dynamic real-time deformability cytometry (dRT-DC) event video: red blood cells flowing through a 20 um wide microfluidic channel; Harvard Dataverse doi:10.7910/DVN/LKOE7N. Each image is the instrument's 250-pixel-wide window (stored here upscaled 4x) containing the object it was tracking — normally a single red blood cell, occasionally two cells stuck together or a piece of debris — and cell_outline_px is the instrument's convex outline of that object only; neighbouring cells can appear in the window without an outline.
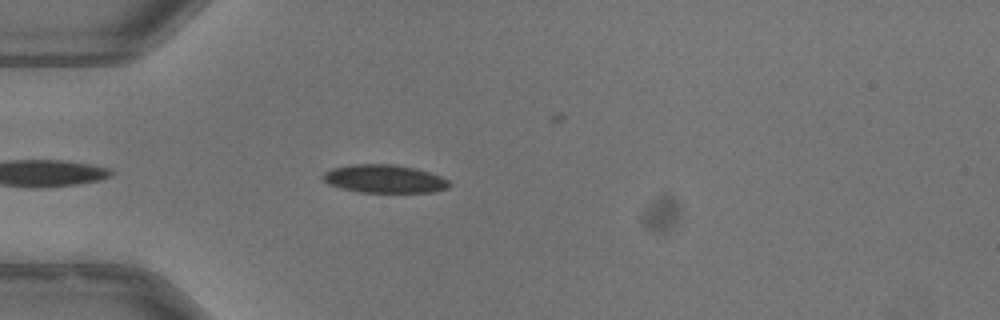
{"species": "common noctule bat (a hibernating species)", "species_latin": "Nyctalus noctula", "temperature_condition": "warm", "stored_images_in_passage": 18, "camera_frame_rate_fps": 3000, "um_per_image_px": 0.085, "animal": {"sex": "male", "body_mass_g": 13.3}, "frame": {"image": 1, "passage_image": 4, "time_ms": 1.0, "image_size_px": [1000, 320], "cell_outline_px": [[452, 184], [448, 188], [432, 192], [360, 192], [340, 188], [328, 184], [320, 176], [324, 172], [332, 168], [352, 164], [392, 164], [416, 168], [440, 176], [448, 180]], "centroid_in_image_um": [32.65, 15.2], "position_along_channel_um": 52.3, "area_um2": 20.81}}
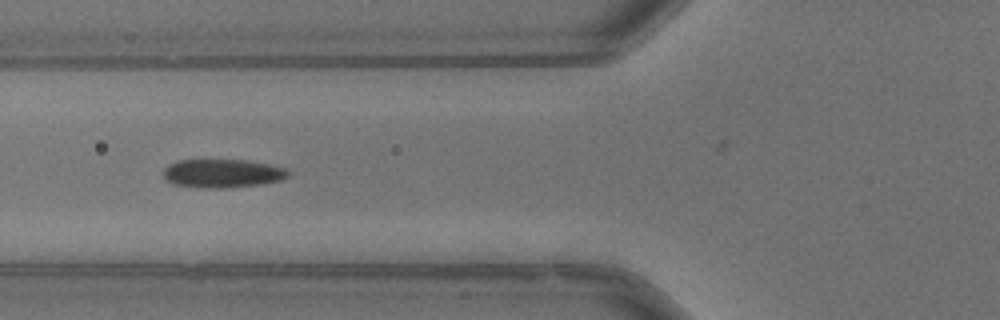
{"frame": {"image": 2, "passage_image": 9, "time_ms": 2.667, "image_size_px": [1000, 320], "cell_outline_px": [[288, 176], [280, 180], [260, 184], [228, 188], [196, 188], [172, 184], [164, 180], [164, 168], [168, 164], [176, 160], [248, 160], [268, 164], [284, 168], [288, 172]], "centroid_in_image_um": [18.83, 14.74], "position_along_channel_um": 107.0, "area_um2": 20.92}}
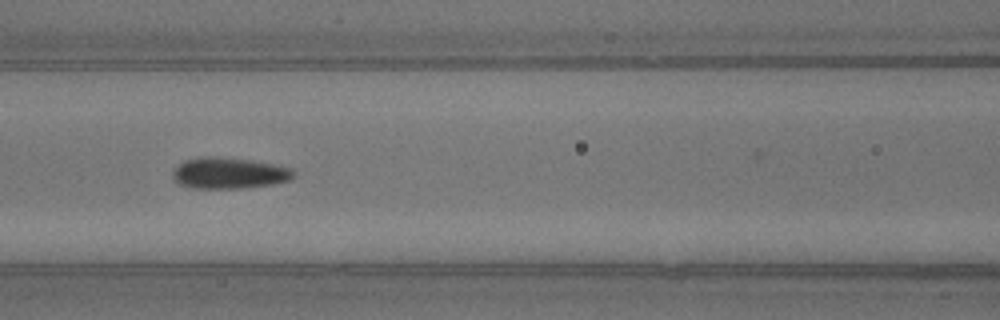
{"frame": {"image": 3, "passage_image": 12, "time_ms": 3.667, "image_size_px": [1000, 320], "cell_outline_px": [[296, 176], [288, 180], [272, 184], [240, 188], [192, 188], [180, 184], [172, 176], [172, 172], [184, 160], [204, 156], [216, 156], [252, 160], [292, 168], [296, 172]], "centroid_in_image_um": [19.49, 14.7], "position_along_channel_um": 147.1, "area_um2": 21.91}}